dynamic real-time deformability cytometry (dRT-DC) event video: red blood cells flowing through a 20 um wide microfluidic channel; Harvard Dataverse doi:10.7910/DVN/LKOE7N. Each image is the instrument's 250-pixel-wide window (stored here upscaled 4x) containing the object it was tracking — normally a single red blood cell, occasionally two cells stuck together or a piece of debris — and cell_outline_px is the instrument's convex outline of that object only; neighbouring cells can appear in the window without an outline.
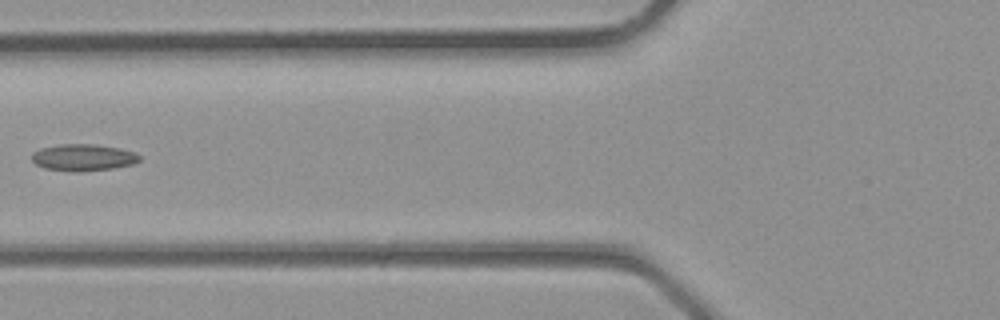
{"species": "common noctule bat (a hibernating species)", "species_latin": "Nyctalus noctula", "temperature_condition": "room temperature", "stored_images_in_passage": 4, "camera_frame_rate_fps": 3000, "um_per_image_px": 0.085, "animal": {"sex": "male", "body_mass_g": 23.1, "forearm_length_mm": 52.7}, "frame": {"image": 1, "passage_image": 4, "time_ms": 1.0, "image_size_px": [1000, 320], "cell_outline_px": [[140, 160], [132, 164], [112, 168], [80, 172], [72, 172], [44, 168], [36, 164], [32, 160], [32, 152], [40, 148], [60, 144], [92, 144], [120, 148], [136, 152], [140, 156]], "centroid_in_image_um": [7.06, 13.38], "position_along_channel_um": 118.7, "area_um2": 16.88}}